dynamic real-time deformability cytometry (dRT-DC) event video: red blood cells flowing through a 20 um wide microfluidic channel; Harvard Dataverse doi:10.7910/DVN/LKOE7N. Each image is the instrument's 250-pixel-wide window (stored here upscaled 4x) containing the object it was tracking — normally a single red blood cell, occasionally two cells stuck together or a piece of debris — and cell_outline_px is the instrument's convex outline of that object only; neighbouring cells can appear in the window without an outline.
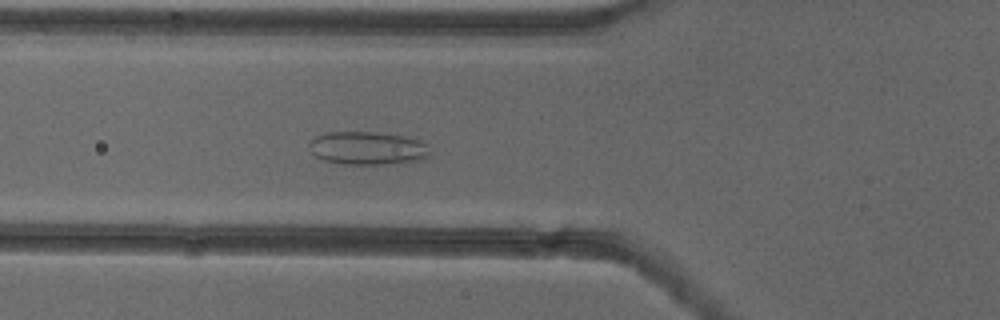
{"species": "common noctule bat (a hibernating species)", "species_latin": "Nyctalus noctula", "temperature_condition": "cold", "stored_images_in_passage": 53, "camera_frame_rate_fps": 3000, "um_per_image_px": 0.085, "animal": {"sex": "female"}, "frame": {"image": 1, "passage_image": 20, "time_ms": 6.333, "image_size_px": [1000, 320], "cell_outline_px": [[432, 156], [420, 160], [380, 164], [344, 164], [324, 160], [316, 156], [312, 152], [308, 144], [316, 136], [328, 132], [376, 132], [404, 136], [416, 140], [424, 144]], "centroid_in_image_um": [31.22, 12.59], "position_along_channel_um": 94.6, "area_um2": 23.0}}
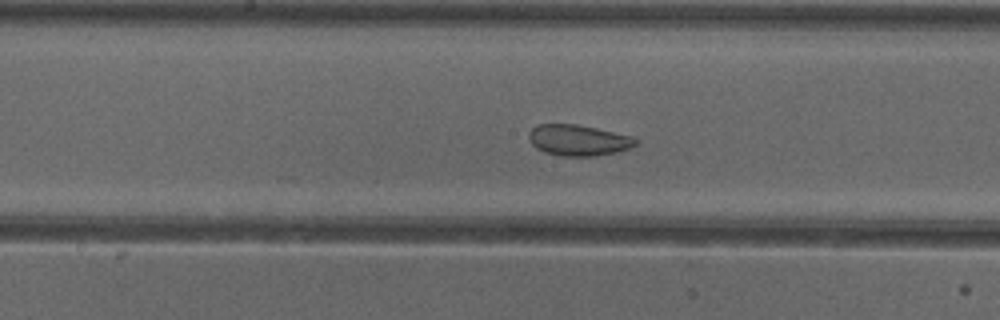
{"frame": {"image": 2, "passage_image": 28, "time_ms": 9.0, "image_size_px": [1000, 320], "cell_outline_px": [[640, 140], [636, 144], [628, 148], [616, 152], [592, 156], [560, 156], [544, 152], [536, 148], [532, 144], [528, 136], [528, 132], [532, 128], [540, 124], [576, 124], [596, 128], [632, 136]], "centroid_in_image_um": [49.14, 11.91], "position_along_channel_um": 199.1, "area_um2": 19.25}}
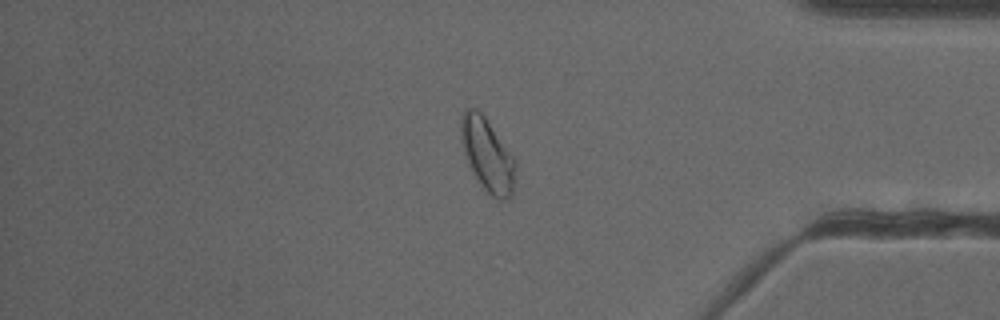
{"frame": {"image": 3, "passage_image": 45, "time_ms": 14.667, "image_size_px": [1000, 320], "cell_outline_px": [[516, 180], [512, 196], [508, 200], [500, 200], [492, 196], [480, 184], [472, 172], [468, 164], [460, 140], [460, 120], [464, 108], [476, 108], [484, 116], [516, 160]], "centroid_in_image_um": [41.43, 13.18], "position_along_channel_um": 393.8, "area_um2": 23.52}, "authors_computed_cell_mechanics": {"area_um2": 24.565, "velocity_mm_per_s": 3.8777, "shape_relaxation_time_tau1_ms": null, "shape_relaxation_time_tau2_ms": 1.1901, "deformation_change_tau1": null, "deformation_change_tau2": 0.0689}}